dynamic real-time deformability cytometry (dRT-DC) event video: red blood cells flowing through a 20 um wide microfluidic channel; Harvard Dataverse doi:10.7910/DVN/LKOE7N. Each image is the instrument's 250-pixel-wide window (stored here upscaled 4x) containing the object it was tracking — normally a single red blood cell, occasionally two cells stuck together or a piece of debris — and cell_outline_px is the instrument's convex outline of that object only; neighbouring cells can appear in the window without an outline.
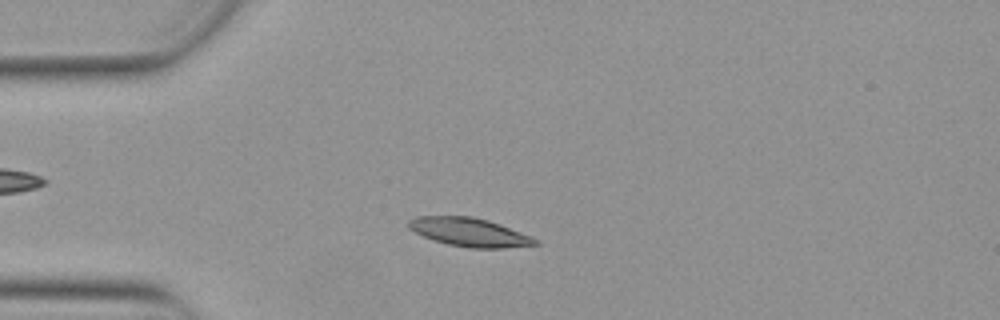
{"species": "Egyptian fruit bat (a non-hibernating species)", "species_latin": "Rousettus aegyptiacus", "temperature_condition": "warm", "stored_images_in_passage": 50, "camera_frame_rate_fps": 3000, "um_per_image_px": 0.085, "animal": {"sex": "female"}, "frame": {"image": 1, "passage_image": 10, "time_ms": 3.0, "image_size_px": [1000, 320], "cell_outline_px": [[540, 244], [504, 248], [468, 248], [448, 244], [432, 240], [408, 228], [408, 220], [416, 216], [472, 216], [488, 220], [500, 224], [532, 236], [540, 240]], "centroid_in_image_um": [39.93, 19.74], "position_along_channel_um": 45.1, "area_um2": 21.21}}
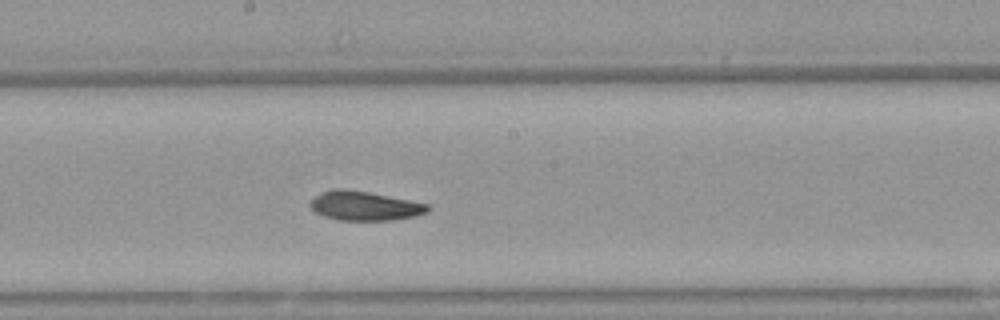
{"frame": {"image": 2, "passage_image": 25, "time_ms": 8.0, "image_size_px": [1000, 320], "cell_outline_px": [[432, 208], [428, 212], [416, 216], [392, 220], [340, 220], [324, 216], [316, 212], [308, 204], [316, 196], [332, 188], [348, 188], [428, 204]], "centroid_in_image_um": [31.01, 17.49], "position_along_channel_um": 217.2, "area_um2": 19.94}}
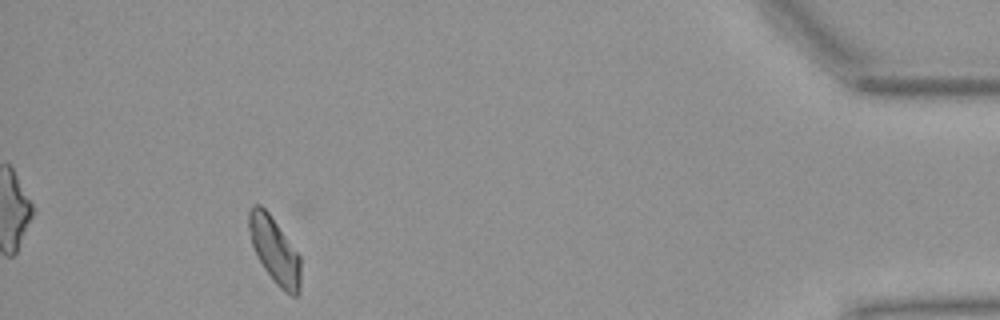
{"frame": {"image": 3, "passage_image": 45, "time_ms": 14.667, "image_size_px": [1000, 320], "cell_outline_px": [[300, 292], [296, 296], [288, 296], [276, 284], [264, 268], [252, 244], [248, 228], [248, 212], [252, 204], [260, 204], [268, 212], [300, 256]], "centroid_in_image_um": [23.34, 21.29], "position_along_channel_um": 411.9, "area_um2": 19.77}, "authors_computed_cell_mechanics": {"area_um2": 20.1144, "velocity_mm_per_s": 3.8562, "shape_relaxation_time_tau1_ms": 6.1096, "shape_relaxation_time_tau2_ms": null, "deformation_change_tau1": 0.1361, "deformation_change_tau2": null}}